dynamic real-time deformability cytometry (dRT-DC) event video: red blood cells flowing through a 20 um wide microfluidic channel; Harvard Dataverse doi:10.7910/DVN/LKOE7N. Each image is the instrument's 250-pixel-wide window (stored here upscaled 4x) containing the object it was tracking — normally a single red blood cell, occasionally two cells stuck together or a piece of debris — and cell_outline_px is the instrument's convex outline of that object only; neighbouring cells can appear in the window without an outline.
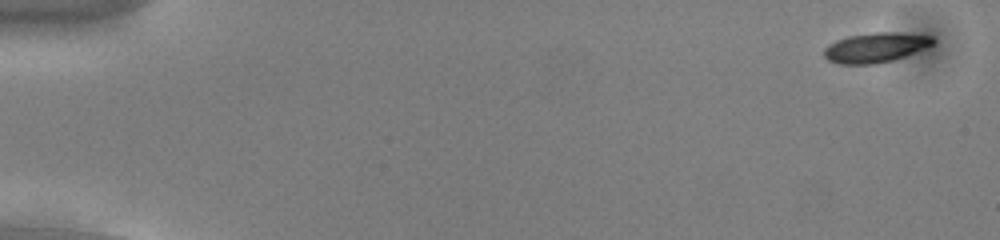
{"species": "common noctule bat (a hibernating species)", "species_latin": "Nyctalus noctula", "temperature_condition": "cold", "stored_images_in_passage": 53, "camera_frame_rate_fps": 3000, "um_per_image_px": 0.085, "animal": {"sex": "male", "body_mass_g": 13.0, "forearm_length_mm": 53.1}, "frame": {"image": 1, "passage_image": 1, "time_ms": 0.0, "image_size_px": [1000, 240], "cell_outline_px": [[936, 40], [932, 44], [924, 48], [904, 56], [892, 60], [876, 64], [840, 64], [828, 60], [824, 56], [824, 48], [828, 44], [836, 40], [848, 36], [872, 32], [900, 32], [932, 36]], "centroid_in_image_um": [74.4, 4.03], "position_along_channel_um": 10.6, "area_um2": 18.9}}
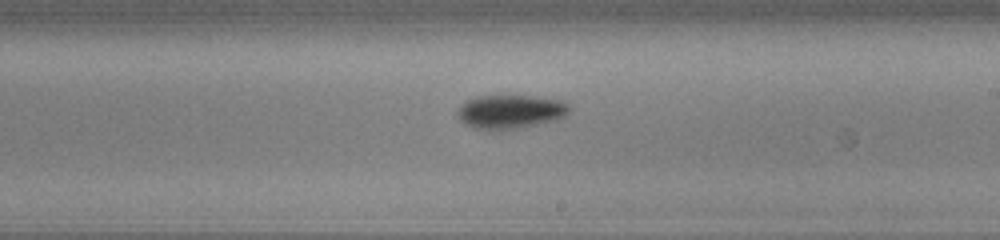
{"frame": {"image": 2, "passage_image": 31, "time_ms": 10.0, "image_size_px": [1000, 240], "cell_outline_px": [[572, 108], [564, 116], [556, 120], [520, 128], [500, 132], [472, 128], [464, 124], [456, 116], [456, 112], [468, 100], [476, 96], [532, 96], [560, 100], [568, 104]], "centroid_in_image_um": [43.36, 9.53], "position_along_channel_um": 245.6, "area_um2": 22.37}}
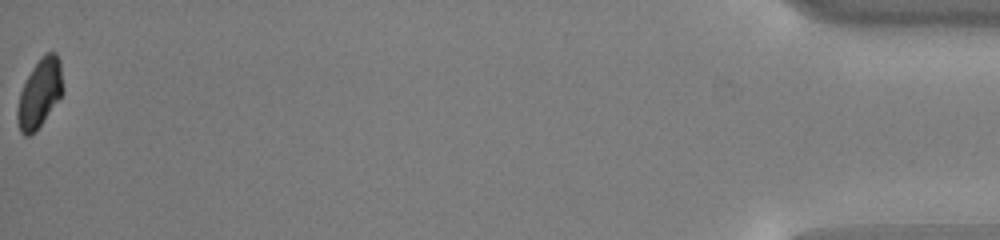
{"frame": {"image": 3, "passage_image": 53, "time_ms": 17.333, "image_size_px": [1000, 240], "cell_outline_px": [[64, 92], [40, 124], [28, 136], [24, 136], [20, 132], [16, 120], [16, 108], [20, 92], [32, 68], [40, 56], [44, 52], [56, 52], [60, 60], [64, 88]], "centroid_in_image_um": [3.37, 7.88], "position_along_channel_um": 431.8, "area_um2": 18.21}, "authors_computed_cell_mechanics": {"area_um2": 19.941, "velocity_mm_per_s": 3.8395, "shape_relaxation_time_tau1_ms": 1.6735, "shape_relaxation_time_tau2_ms": null, "deformation_change_tau1": 0.0943, "deformation_change_tau2": null}}